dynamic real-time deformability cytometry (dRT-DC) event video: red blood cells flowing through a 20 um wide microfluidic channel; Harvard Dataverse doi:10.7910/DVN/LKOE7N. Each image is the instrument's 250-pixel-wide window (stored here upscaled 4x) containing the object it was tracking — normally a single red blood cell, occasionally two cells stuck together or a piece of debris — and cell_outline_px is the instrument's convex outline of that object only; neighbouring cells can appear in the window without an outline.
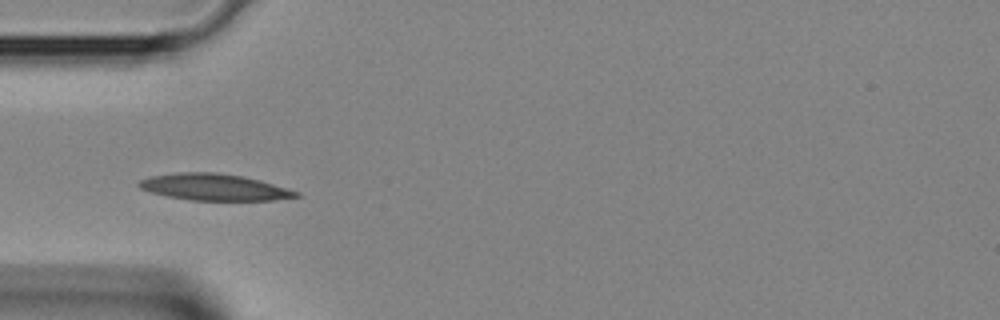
{"species": "Egyptian fruit bat (a non-hibernating species)", "species_latin": "Rousettus aegyptiacus", "temperature_condition": "room temperature", "stored_images_in_passage": 3, "segment_of_instrument_passage": [2, 2], "camera_frame_rate_fps": 3000, "um_per_image_px": 0.085, "animal": {"sex": "female"}, "frame": {"image": 1, "passage_image": 2, "time_ms": 0.333, "image_size_px": [1000, 320], "cell_outline_px": [[300, 196], [272, 200], [192, 200], [168, 196], [152, 192], [140, 188], [136, 184], [140, 180], [152, 176], [180, 172], [216, 172], [244, 176], [260, 180], [288, 188], [300, 192]], "centroid_in_image_um": [18.23, 15.9], "position_along_channel_um": 66.8, "area_um2": 24.16}}
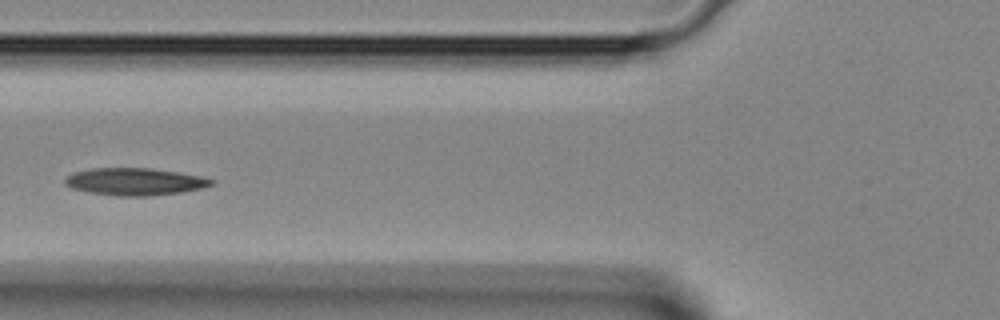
{"frame": {"image": 2, "passage_image": 3, "time_ms": 0.667, "image_size_px": [1000, 320], "cell_outline_px": [[216, 184], [200, 188], [180, 192], [148, 196], [116, 196], [88, 192], [72, 188], [64, 184], [64, 180], [68, 176], [76, 172], [92, 168], [152, 168], [200, 176], [216, 180]], "centroid_in_image_um": [11.47, 15.44], "position_along_channel_um": 114.3, "area_um2": 23.18}}